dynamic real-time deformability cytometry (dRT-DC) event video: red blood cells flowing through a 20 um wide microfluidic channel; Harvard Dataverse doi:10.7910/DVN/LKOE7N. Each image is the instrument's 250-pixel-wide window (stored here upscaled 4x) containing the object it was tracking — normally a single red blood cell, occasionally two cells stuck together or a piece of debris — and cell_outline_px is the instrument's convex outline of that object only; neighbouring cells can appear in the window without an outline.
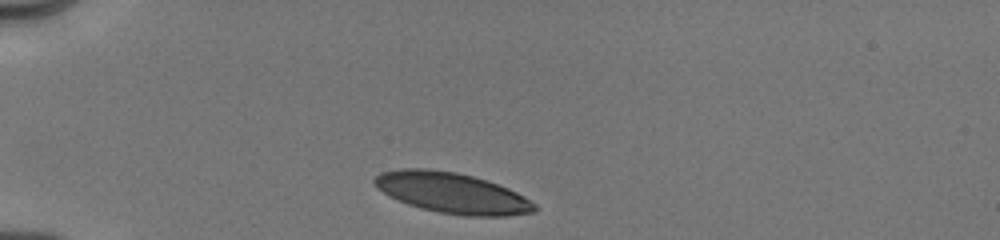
{"species": "human", "species_latin": "Homo sapiens", "temperature_condition": "cold", "stored_images_in_passage": 5, "camera_frame_rate_fps": 3000, "um_per_image_px": 0.085, "donor": {"sex": "male"}, "frame": {"image": 1, "passage_image": 1, "time_ms": 0.0, "image_size_px": [1000, 240], "cell_outline_px": [[540, 208], [532, 212], [504, 216], [464, 216], [440, 212], [420, 208], [408, 204], [376, 188], [372, 184], [372, 180], [380, 172], [400, 168], [424, 168], [456, 172], [472, 176], [508, 188], [524, 196], [536, 204]], "centroid_in_image_um": [38.41, 16.39], "position_along_channel_um": 46.6, "area_um2": 37.74}}
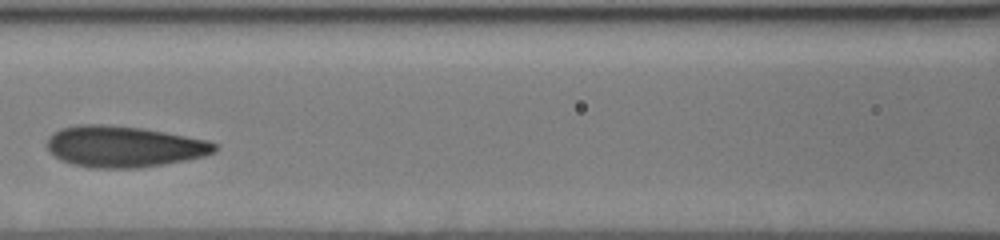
{"frame": {"image": 2, "passage_image": 4, "time_ms": 3.667, "image_size_px": [1000, 240], "cell_outline_px": [[220, 148], [216, 152], [204, 156], [164, 164], [140, 168], [92, 168], [72, 164], [60, 160], [48, 152], [48, 136], [60, 128], [80, 124], [100, 124], [144, 128], [208, 140], [216, 144]], "centroid_in_image_um": [10.53, 12.46], "position_along_channel_um": 156.1, "area_um2": 40.52}}
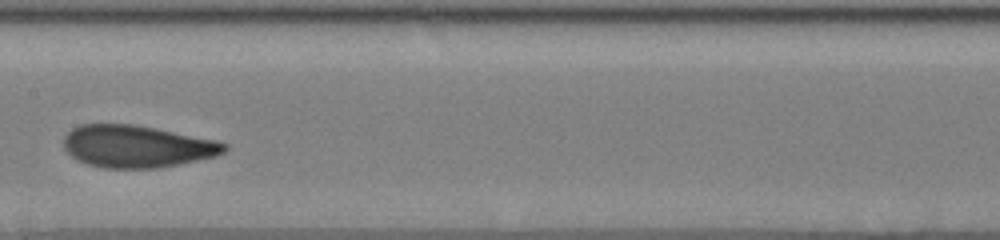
{"frame": {"image": 3, "passage_image": 5, "time_ms": 4.667, "image_size_px": [1000, 240], "cell_outline_px": [[228, 148], [224, 152], [216, 156], [180, 164], [156, 168], [104, 168], [88, 164], [76, 160], [64, 148], [64, 136], [72, 128], [80, 124], [132, 124], [220, 140], [228, 144]], "centroid_in_image_um": [11.66, 12.44], "position_along_channel_um": 195.7, "area_um2": 39.71}}